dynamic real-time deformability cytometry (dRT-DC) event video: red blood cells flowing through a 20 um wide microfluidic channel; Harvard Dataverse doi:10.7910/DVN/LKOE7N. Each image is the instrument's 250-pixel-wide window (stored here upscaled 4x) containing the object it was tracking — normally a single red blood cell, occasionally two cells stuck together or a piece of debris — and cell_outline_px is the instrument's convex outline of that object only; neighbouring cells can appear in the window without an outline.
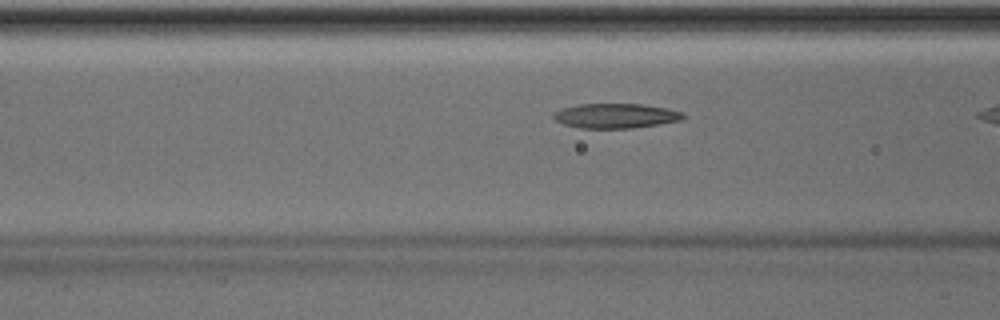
{"species": "Egyptian fruit bat (a non-hibernating species)", "species_latin": "Rousettus aegyptiacus", "temperature_condition": "room temperature", "stored_images_in_passage": 22, "camera_frame_rate_fps": 3000, "um_per_image_px": 0.085, "animal": {"sex": "male"}, "frame": {"image": 1, "passage_image": 16, "time_ms": 5.0, "image_size_px": [1000, 320], "cell_outline_px": [[684, 116], [680, 120], [632, 128], [580, 128], [564, 124], [556, 120], [552, 116], [552, 112], [560, 108], [580, 104], [640, 104], [668, 108], [684, 112]], "centroid_in_image_um": [52.29, 9.83], "position_along_channel_um": 114.3, "area_um2": 18.61}}